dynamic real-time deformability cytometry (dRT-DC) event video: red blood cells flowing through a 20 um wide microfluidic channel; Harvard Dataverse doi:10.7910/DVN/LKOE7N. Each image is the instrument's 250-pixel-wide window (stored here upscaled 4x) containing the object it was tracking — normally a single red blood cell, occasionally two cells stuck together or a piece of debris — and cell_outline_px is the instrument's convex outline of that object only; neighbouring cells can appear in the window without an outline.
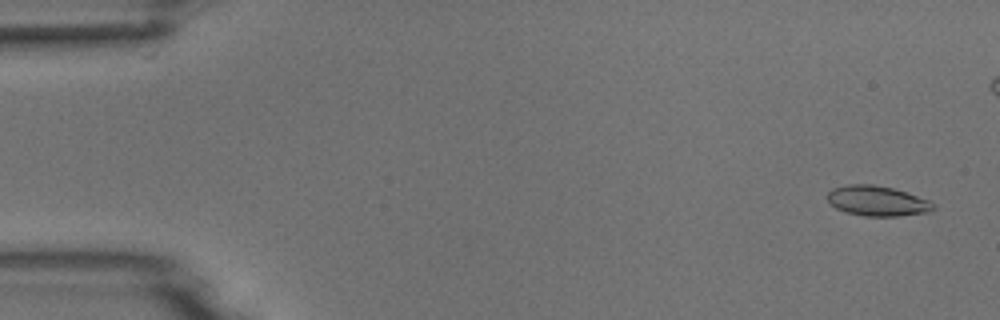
{"species": "common noctule bat (a hibernating species)", "species_latin": "Nyctalus noctula", "temperature_condition": "room temperature", "stored_images_in_passage": 7, "camera_frame_rate_fps": 3000, "um_per_image_px": 0.085, "animal": {"sex": "male", "body_mass_g": 18.8}, "frame": {"image": 1, "passage_image": 1, "time_ms": 0.0, "image_size_px": [1000, 320], "cell_outline_px": [[936, 208], [932, 212], [896, 216], [864, 216], [844, 212], [836, 208], [828, 200], [828, 192], [832, 188], [848, 184], [872, 184], [892, 188], [928, 200], [936, 204]], "centroid_in_image_um": [74.58, 17.09], "position_along_channel_um": 10.4, "area_um2": 18.61}}